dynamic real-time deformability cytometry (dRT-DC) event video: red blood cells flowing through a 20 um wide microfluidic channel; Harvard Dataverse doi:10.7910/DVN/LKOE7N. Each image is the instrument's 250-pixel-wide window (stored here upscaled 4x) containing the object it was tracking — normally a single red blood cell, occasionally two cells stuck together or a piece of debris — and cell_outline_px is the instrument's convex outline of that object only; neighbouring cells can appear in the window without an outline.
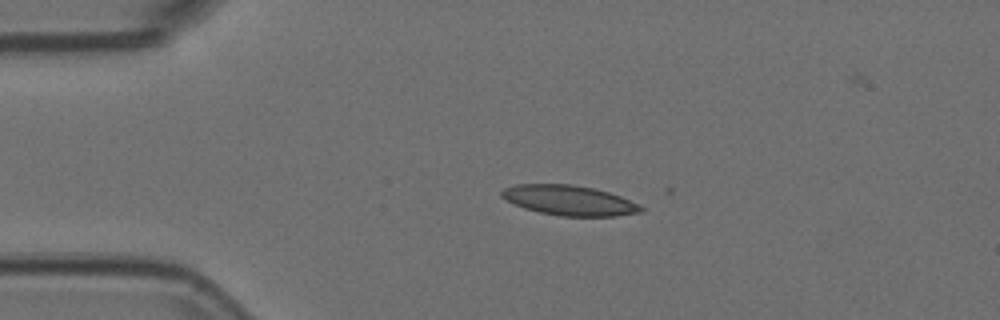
{"species": "Egyptian fruit bat (a non-hibernating species)", "species_latin": "Rousettus aegyptiacus", "temperature_condition": "room temperature", "stored_images_in_passage": 3, "camera_frame_rate_fps": 3000, "um_per_image_px": 0.085, "animal": {"sex": "female"}, "frame": {"image": 1, "passage_image": 2, "time_ms": 0.333, "image_size_px": [1000, 320], "cell_outline_px": [[644, 212], [616, 216], [560, 216], [540, 212], [524, 208], [500, 196], [500, 192], [504, 188], [516, 184], [572, 184], [592, 188], [608, 192], [620, 196], [640, 204], [644, 208]], "centroid_in_image_um": [48.42, 17.03], "position_along_channel_um": 36.6, "area_um2": 24.33}}